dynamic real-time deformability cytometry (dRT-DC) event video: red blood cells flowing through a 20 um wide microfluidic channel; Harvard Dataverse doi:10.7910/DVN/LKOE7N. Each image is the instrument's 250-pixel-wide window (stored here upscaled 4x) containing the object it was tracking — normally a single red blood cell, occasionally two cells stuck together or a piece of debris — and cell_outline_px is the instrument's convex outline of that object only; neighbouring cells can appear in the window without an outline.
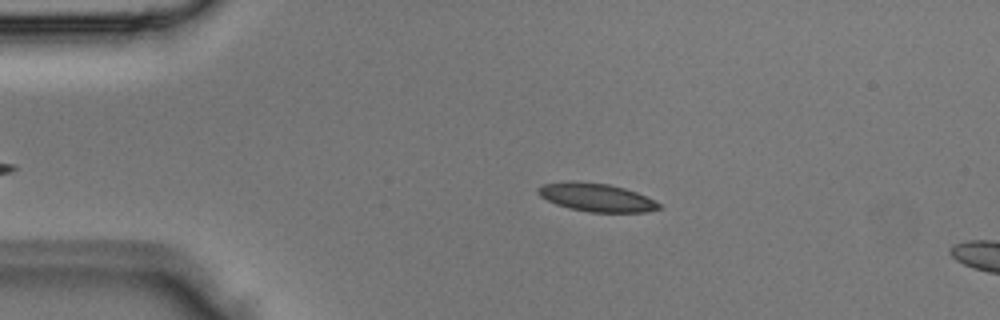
{"species": "Egyptian fruit bat (a non-hibernating species)", "species_latin": "Rousettus aegyptiacus", "temperature_condition": "room temperature", "stored_images_in_passage": 2, "camera_frame_rate_fps": 3000, "um_per_image_px": 0.085, "animal": {"sex": "male"}, "frame": {"image": 1, "passage_image": 1, "time_ms": 0.0, "image_size_px": [1000, 320], "cell_outline_px": [[660, 208], [644, 212], [588, 212], [568, 208], [556, 204], [540, 196], [536, 192], [536, 188], [544, 184], [572, 180], [608, 184], [624, 188], [636, 192], [656, 200], [660, 204]], "centroid_in_image_um": [50.67, 16.77], "position_along_channel_um": 34.3, "area_um2": 19.94}}